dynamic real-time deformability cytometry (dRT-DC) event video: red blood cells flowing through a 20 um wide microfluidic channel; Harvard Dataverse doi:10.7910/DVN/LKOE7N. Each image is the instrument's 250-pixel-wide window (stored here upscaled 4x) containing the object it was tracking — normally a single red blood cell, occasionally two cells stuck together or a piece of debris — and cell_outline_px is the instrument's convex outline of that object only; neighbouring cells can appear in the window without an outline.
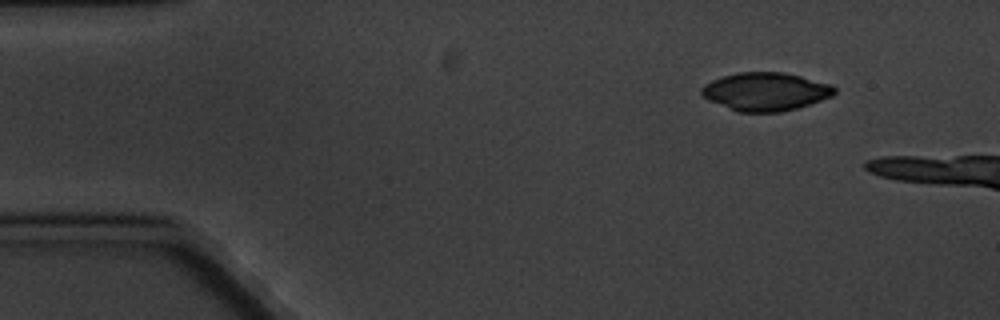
{"species": "common noctule bat (a hibernating species)", "species_latin": "Nyctalus noctula", "temperature_condition": "cold", "stored_images_in_passage": 4, "camera_frame_rate_fps": 3000, "um_per_image_px": 0.085, "animal": {"sex": "male", "body_mass_g": 20.1, "forearm_length_mm": 53.5}, "frame": {"image": 1, "passage_image": 1, "time_ms": 0.0, "image_size_px": [1000, 320], "cell_outline_px": [[836, 92], [832, 96], [796, 108], [780, 112], [740, 112], [708, 100], [700, 92], [700, 88], [704, 84], [712, 80], [724, 76], [740, 72], [784, 72], [832, 84], [836, 88]], "centroid_in_image_um": [65.08, 7.78], "position_along_channel_um": 19.9, "area_um2": 29.42}}